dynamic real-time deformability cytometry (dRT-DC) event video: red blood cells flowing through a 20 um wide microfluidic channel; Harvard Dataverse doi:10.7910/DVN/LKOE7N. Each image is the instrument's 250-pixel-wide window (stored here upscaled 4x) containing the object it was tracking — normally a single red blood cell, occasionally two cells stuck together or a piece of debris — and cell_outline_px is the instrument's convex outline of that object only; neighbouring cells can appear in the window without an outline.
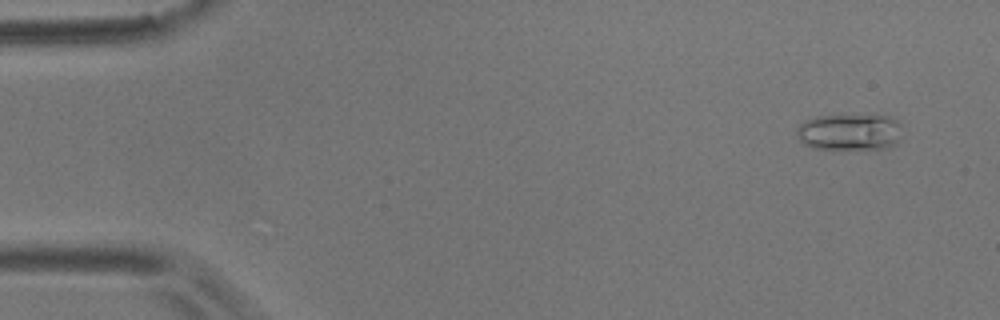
{"species": "common noctule bat (a hibernating species)", "species_latin": "Nyctalus noctula", "temperature_condition": "room temperature", "stored_images_in_passage": 7, "camera_frame_rate_fps": 3000, "um_per_image_px": 0.085, "animal": {"sex": "male", "body_mass_g": 17.9}, "frame": {"image": 1, "passage_image": 2, "time_ms": 0.333, "image_size_px": [1000, 320], "cell_outline_px": [[900, 140], [896, 144], [888, 148], [812, 148], [804, 144], [796, 136], [796, 128], [804, 120], [816, 116], [892, 116], [900, 120]], "centroid_in_image_um": [72.22, 11.21], "position_along_channel_um": 12.8, "area_um2": 22.43}}
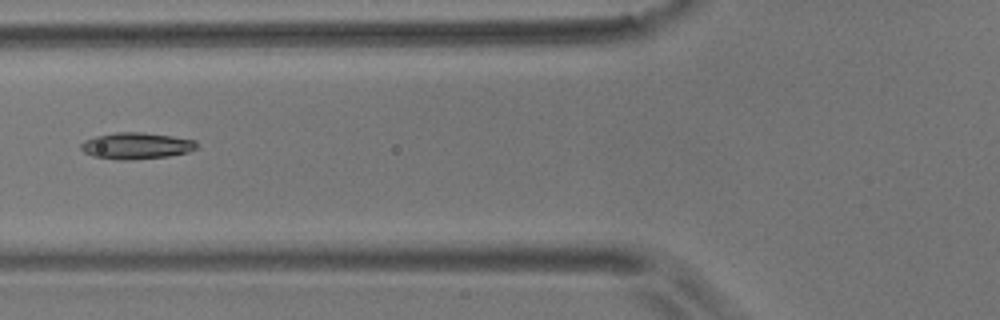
{"frame": {"image": 2, "passage_image": 7, "time_ms": 2.0, "image_size_px": [1000, 320], "cell_outline_px": [[200, 144], [196, 148], [188, 152], [168, 156], [128, 160], [120, 160], [92, 156], [84, 152], [80, 148], [80, 144], [84, 140], [96, 136], [116, 132], [140, 132], [172, 136], [196, 140]], "centroid_in_image_um": [11.59, 12.39], "position_along_channel_um": 114.2, "area_um2": 17.92}}